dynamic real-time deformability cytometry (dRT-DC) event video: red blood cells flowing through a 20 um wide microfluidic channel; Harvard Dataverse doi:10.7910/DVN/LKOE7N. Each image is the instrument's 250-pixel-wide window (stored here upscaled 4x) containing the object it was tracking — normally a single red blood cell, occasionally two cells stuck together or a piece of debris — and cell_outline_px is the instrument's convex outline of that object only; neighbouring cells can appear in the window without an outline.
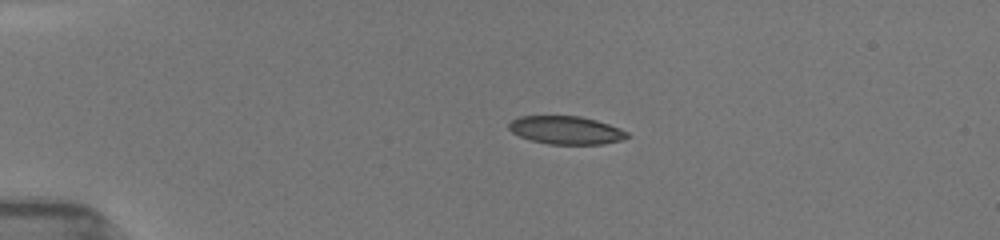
{"species": "common noctule bat (a hibernating species)", "species_latin": "Nyctalus noctula", "temperature_condition": "room temperature", "stored_images_in_passage": 71, "camera_frame_rate_fps": 3000, "um_per_image_px": 0.085, "animal": {"sex": "female", "body_mass_g": 19.5, "forearm_length_mm": 54.1}, "frame": {"image": 1, "passage_image": 1, "time_ms": 0.0, "image_size_px": [1000, 240], "cell_outline_px": [[632, 136], [620, 140], [600, 144], [548, 144], [532, 140], [520, 136], [512, 132], [508, 128], [508, 124], [512, 120], [520, 116], [580, 116], [596, 120], [620, 128], [628, 132]], "centroid_in_image_um": [48.12, 11.06], "position_along_channel_um": 36.9, "area_um2": 19.31}}
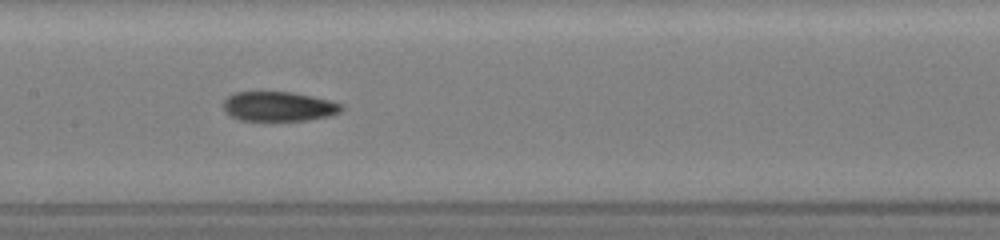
{"frame": {"image": 2, "passage_image": 21, "time_ms": 5.0, "image_size_px": [1000, 240], "cell_outline_px": [[344, 108], [340, 112], [328, 116], [308, 120], [240, 120], [232, 116], [224, 108], [224, 100], [232, 92], [292, 92], [312, 96], [344, 104]], "centroid_in_image_um": [23.71, 9.04], "position_along_channel_um": 183.7, "area_um2": 20.23}}
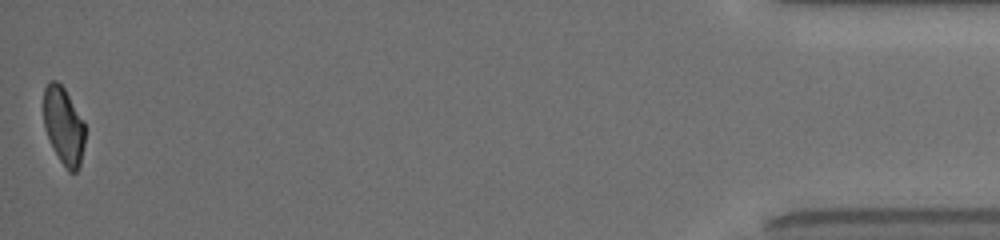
{"frame": {"image": 3, "passage_image": 70, "time_ms": 13.333, "image_size_px": [1000, 240], "cell_outline_px": [[84, 144], [80, 164], [76, 172], [68, 172], [60, 160], [44, 128], [44, 88], [48, 80], [56, 80], [64, 88], [84, 120]], "centroid_in_image_um": [5.41, 10.66], "position_along_channel_um": 429.8, "area_um2": 18.55}, "authors_computed_cell_mechanics": {"area_um2": 20.519, "velocity_mm_per_s": 3.9634, "shape_relaxation_time_tau1_ms": 7.8168, "shape_relaxation_time_tau2_ms": 1.5606, "deformation_change_tau1": 0.214, "deformation_change_tau2": 0.0669}}